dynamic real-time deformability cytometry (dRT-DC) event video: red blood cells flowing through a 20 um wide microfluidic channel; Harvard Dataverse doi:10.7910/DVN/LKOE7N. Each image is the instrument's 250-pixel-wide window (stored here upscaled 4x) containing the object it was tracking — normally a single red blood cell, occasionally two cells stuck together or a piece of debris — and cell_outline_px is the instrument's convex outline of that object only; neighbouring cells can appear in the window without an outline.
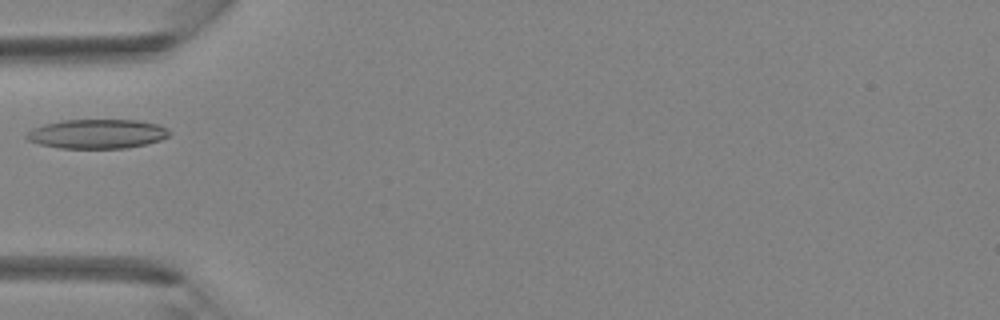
{"species": "Egyptian fruit bat (a non-hibernating species)", "species_latin": "Rousettus aegyptiacus", "temperature_condition": "room temperature", "stored_images_in_passage": 1, "camera_frame_rate_fps": 3000, "um_per_image_px": 0.085, "animal": {"sex": "female"}, "frame": {"image": 1, "passage_image": 1, "time_ms": 0.0, "image_size_px": [1000, 320], "cell_outline_px": [[172, 132], [168, 136], [160, 140], [144, 144], [124, 148], [60, 148], [40, 144], [28, 140], [24, 136], [32, 128], [44, 124], [64, 120], [140, 120], [156, 124], [168, 128]], "centroid_in_image_um": [8.26, 11.37], "position_along_channel_um": 76.7, "area_um2": 24.33}}